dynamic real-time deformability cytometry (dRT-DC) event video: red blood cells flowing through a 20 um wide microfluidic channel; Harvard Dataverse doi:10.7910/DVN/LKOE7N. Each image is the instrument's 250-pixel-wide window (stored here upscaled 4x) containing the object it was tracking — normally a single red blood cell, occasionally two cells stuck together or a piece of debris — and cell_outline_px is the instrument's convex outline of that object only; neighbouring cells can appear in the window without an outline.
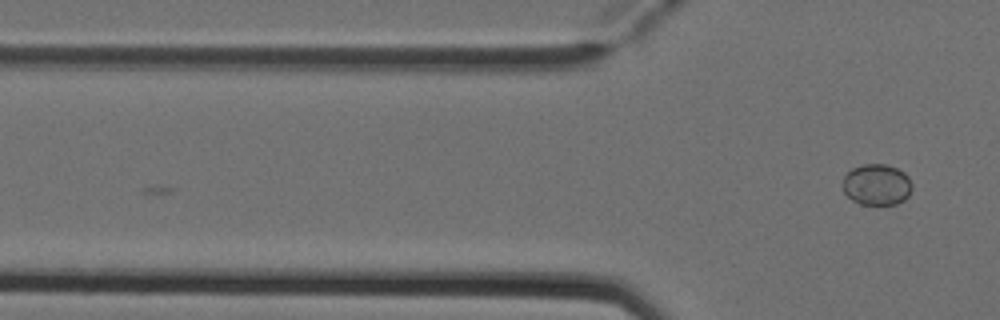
{"species": "Egyptian fruit bat (a non-hibernating species)", "species_latin": "Rousettus aegyptiacus", "temperature_condition": "cold", "stored_images_in_passage": 7, "camera_frame_rate_fps": 3000, "um_per_image_px": 0.085, "animal": {"sex": "female"}, "frame": {"image": 1, "passage_image": 7, "time_ms": 2.0, "image_size_px": [1000, 320], "cell_outline_px": [[912, 188], [908, 196], [904, 200], [896, 204], [860, 204], [852, 200], [844, 192], [840, 184], [844, 176], [852, 168], [864, 164], [884, 164], [896, 168], [904, 172], [908, 176], [912, 184]], "centroid_in_image_um": [74.5, 15.69], "position_along_channel_um": 51.3, "area_um2": 16.76}}